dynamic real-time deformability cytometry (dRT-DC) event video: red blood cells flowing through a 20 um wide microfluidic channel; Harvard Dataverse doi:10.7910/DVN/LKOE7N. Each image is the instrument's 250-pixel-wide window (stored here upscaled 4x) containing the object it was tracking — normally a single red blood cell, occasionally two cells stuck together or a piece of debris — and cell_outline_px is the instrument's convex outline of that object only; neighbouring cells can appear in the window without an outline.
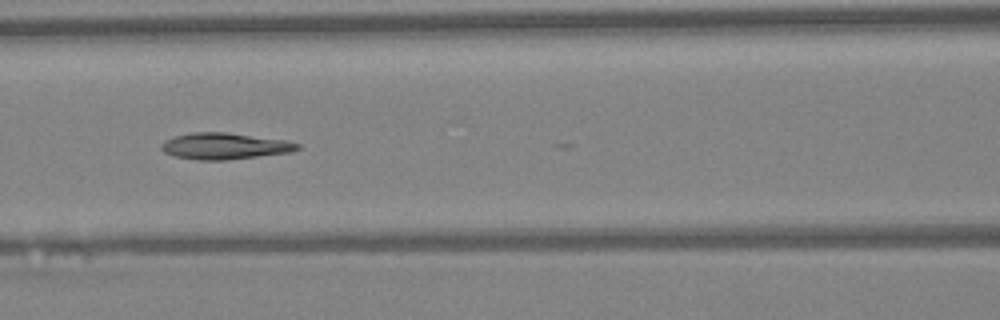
{"species": "Egyptian fruit bat (a non-hibernating species)", "species_latin": "Rousettus aegyptiacus", "temperature_condition": "warm", "stored_images_in_passage": 25, "camera_frame_rate_fps": 3000, "um_per_image_px": 0.085, "animal": {"sex": "female"}, "frame": {"image": 1, "passage_image": 21, "time_ms": 6.667, "image_size_px": [1000, 320], "cell_outline_px": [[300, 148], [288, 152], [224, 160], [196, 160], [176, 156], [164, 152], [160, 148], [160, 144], [164, 140], [176, 136], [192, 132], [224, 132], [284, 140], [300, 144]], "centroid_in_image_um": [19.02, 12.41], "position_along_channel_um": 147.6, "area_um2": 20.58}}
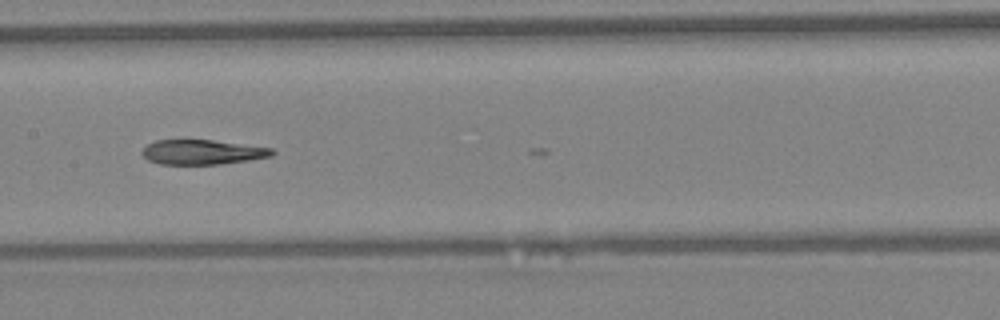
{"frame": {"image": 2, "passage_image": 24, "time_ms": 7.667, "image_size_px": [1000, 320], "cell_outline_px": [[276, 152], [272, 156], [248, 160], [220, 164], [160, 164], [148, 160], [140, 152], [148, 144], [156, 140], [212, 140], [272, 148]], "centroid_in_image_um": [17.19, 12.93], "position_along_channel_um": 190.2, "area_um2": 18.61}}